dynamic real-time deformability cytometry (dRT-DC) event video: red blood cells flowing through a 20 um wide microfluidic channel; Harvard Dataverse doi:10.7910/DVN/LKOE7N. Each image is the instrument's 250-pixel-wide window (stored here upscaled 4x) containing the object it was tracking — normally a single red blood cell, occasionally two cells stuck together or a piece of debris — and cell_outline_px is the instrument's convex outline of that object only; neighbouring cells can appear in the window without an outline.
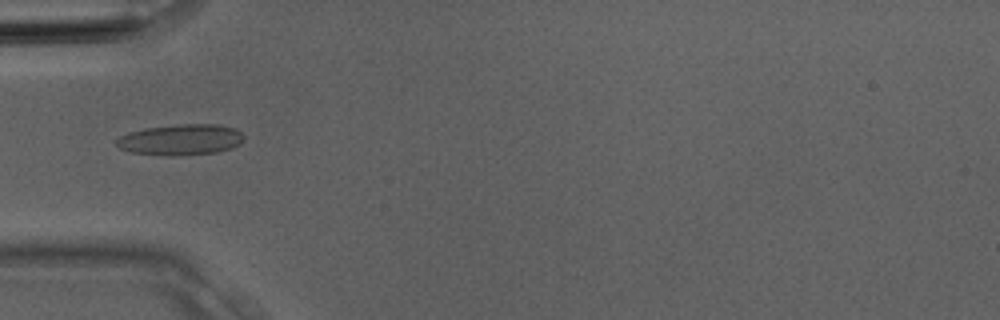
{"species": "Egyptian fruit bat (a non-hibernating species)", "species_latin": "Rousettus aegyptiacus", "temperature_condition": "room temperature", "stored_images_in_passage": 1, "camera_frame_rate_fps": 3000, "um_per_image_px": 0.085, "animal": {"sex": "male"}, "frame": {"image": 1, "passage_image": 1, "time_ms": 0.0, "image_size_px": [1000, 320], "cell_outline_px": [[244, 140], [240, 144], [232, 148], [216, 152], [180, 156], [168, 156], [132, 152], [120, 148], [116, 144], [116, 140], [120, 136], [128, 132], [144, 128], [180, 124], [220, 124], [236, 128], [244, 136]], "centroid_in_image_um": [15.39, 11.87], "position_along_channel_um": 69.6, "area_um2": 23.18}}